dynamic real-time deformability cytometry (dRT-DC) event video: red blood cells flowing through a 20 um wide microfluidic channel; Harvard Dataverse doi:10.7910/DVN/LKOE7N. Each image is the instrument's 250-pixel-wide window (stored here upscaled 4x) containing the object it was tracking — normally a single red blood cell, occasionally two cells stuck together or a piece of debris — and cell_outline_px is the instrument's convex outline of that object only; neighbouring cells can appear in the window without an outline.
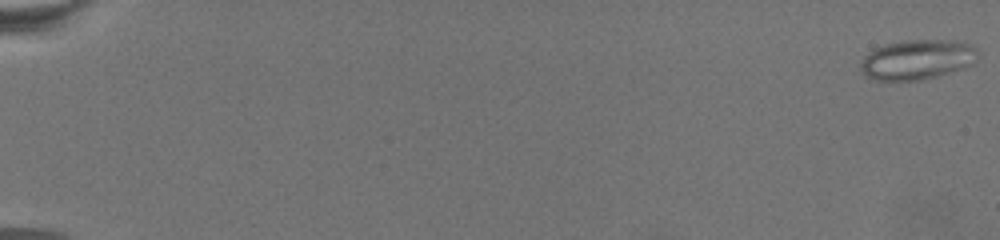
{"species": "common noctule bat (a hibernating species)", "species_latin": "Nyctalus noctula", "temperature_condition": "warm", "stored_images_in_passage": 74, "camera_frame_rate_fps": 3000, "um_per_image_px": 0.085, "animal": {"sex": "female", "body_mass_g": 19.5, "forearm_length_mm": 54.1}, "frame": {"image": 1, "passage_image": 1, "time_ms": 0.0, "image_size_px": [1000, 240], "cell_outline_px": [[980, 56], [972, 64], [964, 68], [936, 76], [920, 80], [876, 80], [864, 76], [860, 68], [860, 64], [864, 56], [872, 48], [884, 44], [904, 40], [948, 40], [968, 44], [976, 48], [980, 52]], "centroid_in_image_um": [77.94, 5.06], "position_along_channel_um": 7.1, "area_um2": 27.46}}
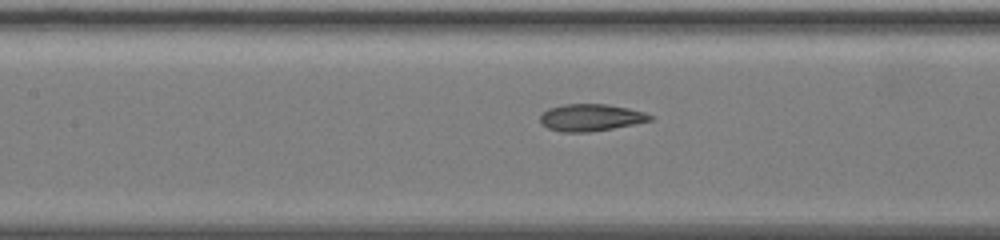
{"frame": {"image": 2, "passage_image": 38, "time_ms": 12.333, "image_size_px": [1000, 240], "cell_outline_px": [[652, 120], [612, 128], [588, 132], [560, 132], [548, 128], [540, 124], [540, 116], [548, 108], [564, 104], [608, 104], [628, 108], [644, 112], [652, 116]], "centroid_in_image_um": [50.17, 9.99], "position_along_channel_um": 157.2, "area_um2": 17.22}}
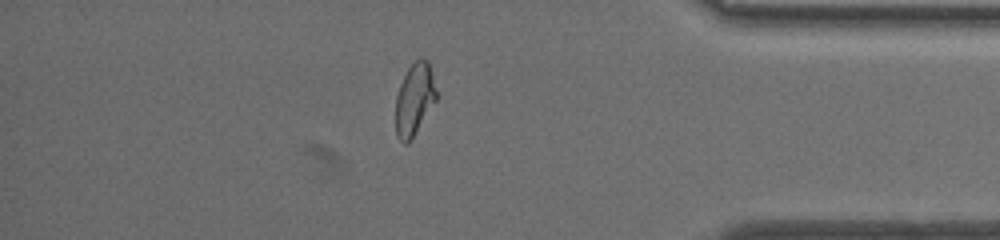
{"frame": {"image": 3, "passage_image": 65, "time_ms": 21.333, "image_size_px": [1000, 240], "cell_outline_px": [[436, 100], [412, 140], [408, 144], [404, 144], [396, 136], [396, 96], [400, 84], [408, 68], [420, 56], [428, 60], [432, 72], [436, 92]], "centroid_in_image_um": [35.22, 8.46], "position_along_channel_um": 400.0, "area_um2": 17.17}}